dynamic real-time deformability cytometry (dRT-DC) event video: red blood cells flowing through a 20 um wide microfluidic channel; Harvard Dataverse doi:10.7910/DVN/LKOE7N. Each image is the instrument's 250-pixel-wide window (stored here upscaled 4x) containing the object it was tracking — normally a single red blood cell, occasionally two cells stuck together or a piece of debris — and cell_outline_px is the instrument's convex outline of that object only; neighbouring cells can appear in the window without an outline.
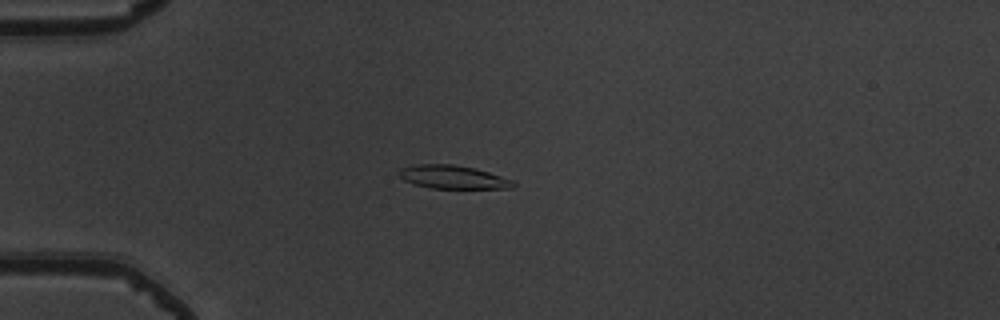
{"species": "common noctule bat (a hibernating species)", "species_latin": "Nyctalus noctula", "temperature_condition": "warm", "stored_images_in_passage": 40, "camera_frame_rate_fps": 3000, "um_per_image_px": 0.085, "animal": {"sex": "male", "body_mass_g": 19.5, "forearm_length_mm": 54.6}, "frame": {"image": 1, "passage_image": 1, "time_ms": 0.0, "image_size_px": [1000, 320], "cell_outline_px": [[516, 184], [512, 188], [432, 188], [412, 184], [404, 180], [396, 172], [400, 168], [416, 164], [456, 164], [476, 168], [512, 180]], "centroid_in_image_um": [38.45, 15.04], "position_along_channel_um": 46.6, "area_um2": 15.61}}
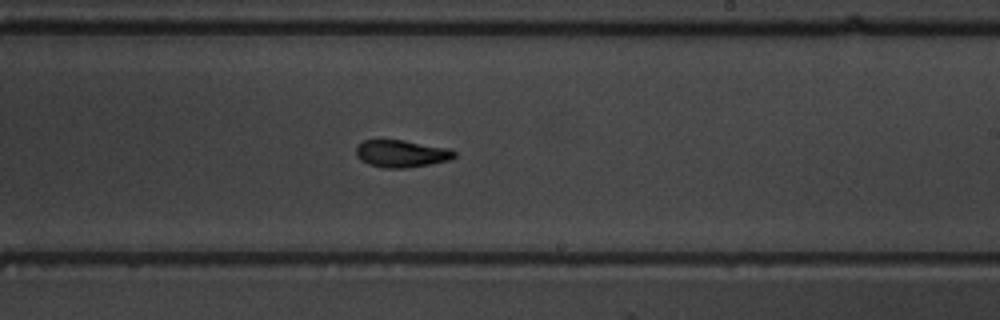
{"frame": {"image": 2, "passage_image": 19, "time_ms": 6.0, "image_size_px": [1000, 320], "cell_outline_px": [[456, 156], [448, 160], [428, 164], [404, 168], [384, 168], [368, 164], [360, 160], [356, 156], [356, 148], [364, 140], [404, 140], [448, 148], [456, 152]], "centroid_in_image_um": [34.1, 13.06], "position_along_channel_um": 254.9, "area_um2": 15.49}}
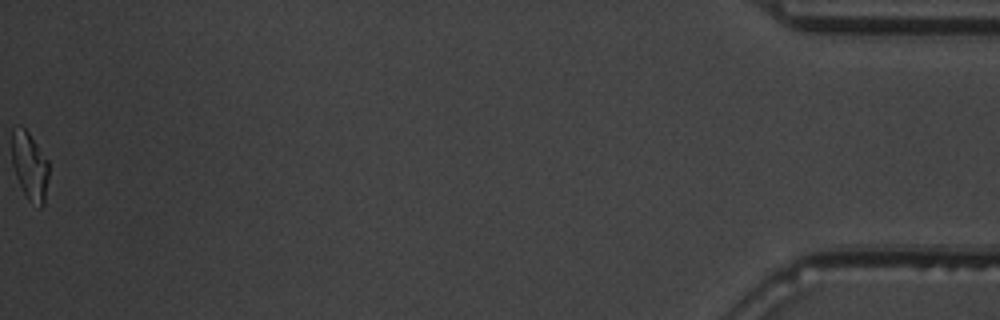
{"frame": {"image": 3, "passage_image": 40, "time_ms": 13.0, "image_size_px": [1000, 320], "cell_outline_px": [[48, 176], [44, 204], [40, 208], [28, 200], [16, 176], [12, 164], [12, 128], [16, 124], [20, 124], [28, 132], [48, 160]], "centroid_in_image_um": [2.51, 14.08], "position_along_channel_um": 432.7, "area_um2": 14.62}, "authors_computed_cell_mechanics": {"area_um2": 15.8661, "velocity_mm_per_s": 3.8656, "shape_relaxation_time_tau1_ms": 4.3007, "shape_relaxation_time_tau2_ms": 2.7251, "deformation_change_tau1": 0.2024, "deformation_change_tau2": 0.1003}}